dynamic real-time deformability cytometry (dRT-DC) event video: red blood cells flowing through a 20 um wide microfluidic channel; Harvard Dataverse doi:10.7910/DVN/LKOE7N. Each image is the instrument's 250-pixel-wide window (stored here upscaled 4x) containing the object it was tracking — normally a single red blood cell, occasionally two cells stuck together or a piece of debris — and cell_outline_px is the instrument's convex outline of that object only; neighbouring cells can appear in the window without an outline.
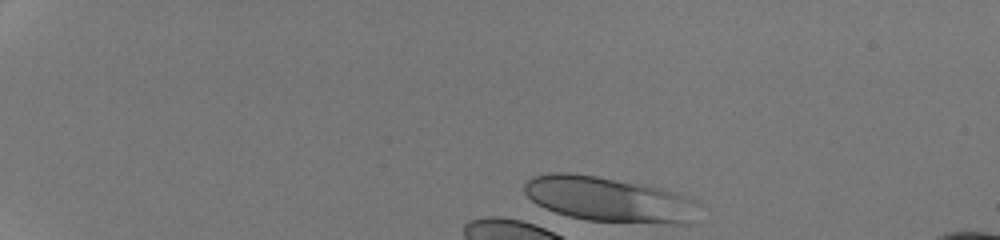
{"species": "human", "species_latin": "Homo sapiens", "temperature_condition": "room temperature", "stored_images_in_passage": 2, "camera_frame_rate_fps": 3000, "um_per_image_px": 0.085, "donor": {"sex": "male"}, "frame": {"image": 1, "passage_image": 1, "time_ms": 0.0, "image_size_px": [1000, 240], "cell_outline_px": [[700, 204], [688, 224], [668, 224], [588, 220], [568, 216], [544, 208], [536, 204], [524, 192], [524, 184], [532, 176], [548, 172], [568, 172], [596, 176], [644, 184], [660, 188], [696, 200]], "centroid_in_image_um": [51.73, 16.94], "position_along_channel_um": 33.3, "area_um2": 45.78}}